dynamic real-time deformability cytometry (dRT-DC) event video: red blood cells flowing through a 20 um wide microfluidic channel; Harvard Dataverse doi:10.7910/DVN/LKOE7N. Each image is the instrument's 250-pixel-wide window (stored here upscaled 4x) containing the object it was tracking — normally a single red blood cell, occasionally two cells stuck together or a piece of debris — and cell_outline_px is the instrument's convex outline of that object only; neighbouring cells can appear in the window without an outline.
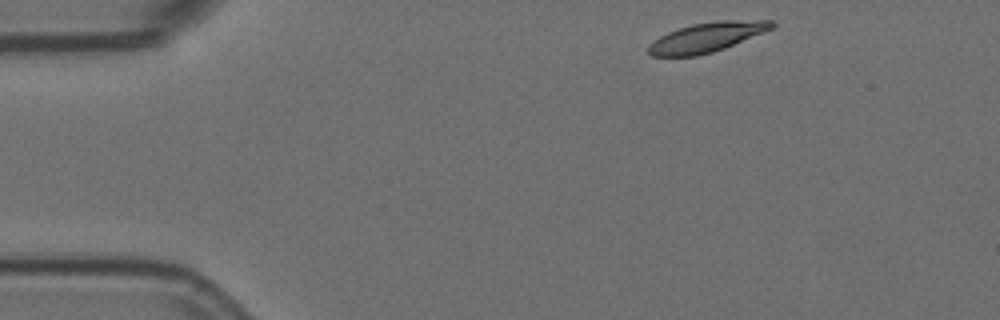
{"species": "Egyptian fruit bat (a non-hibernating species)", "species_latin": "Rousettus aegyptiacus", "temperature_condition": "room temperature", "stored_images_in_passage": 5, "camera_frame_rate_fps": 3000, "um_per_image_px": 0.085, "animal": {"sex": "female"}, "frame": {"image": 1, "passage_image": 1, "time_ms": 0.0, "image_size_px": [1000, 320], "cell_outline_px": [[776, 24], [772, 28], [724, 48], [712, 52], [696, 56], [652, 56], [648, 52], [648, 44], [652, 40], [668, 32], [692, 24], [720, 20], [776, 20]], "centroid_in_image_um": [60.05, 3.16], "position_along_channel_um": 24.9, "area_um2": 21.1}}
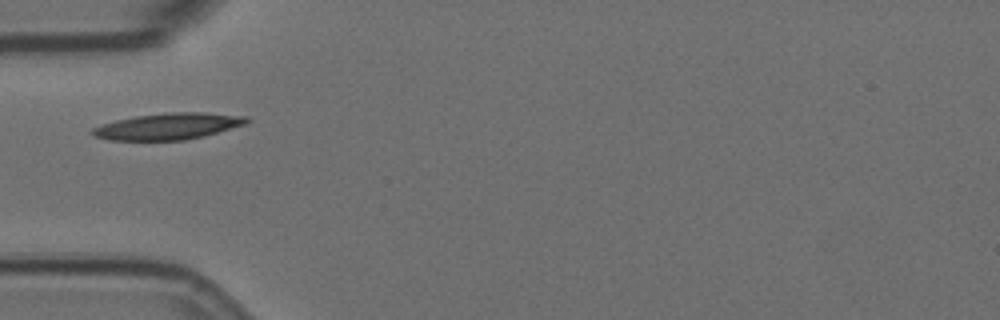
{"frame": {"image": 2, "passage_image": 4, "time_ms": 1.0, "image_size_px": [1000, 320], "cell_outline_px": [[252, 120], [244, 124], [204, 136], [184, 140], [112, 140], [92, 136], [88, 132], [92, 128], [116, 120], [136, 116], [172, 112], [204, 112], [248, 116]], "centroid_in_image_um": [14.29, 10.73], "position_along_channel_um": 70.7, "area_um2": 23.7}}
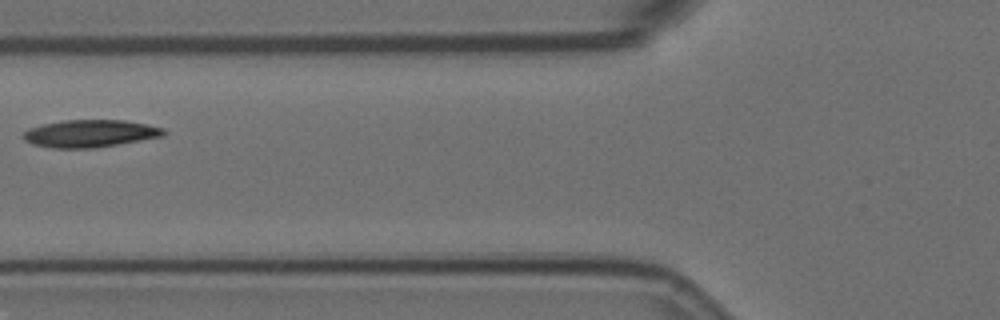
{"frame": {"image": 3, "passage_image": 5, "time_ms": 1.333, "image_size_px": [1000, 320], "cell_outline_px": [[168, 132], [164, 136], [92, 148], [52, 148], [32, 144], [24, 140], [24, 132], [28, 128], [44, 124], [64, 120], [124, 120], [164, 128]], "centroid_in_image_um": [7.65, 11.34], "position_along_channel_um": 118.1, "area_um2": 22.25}}